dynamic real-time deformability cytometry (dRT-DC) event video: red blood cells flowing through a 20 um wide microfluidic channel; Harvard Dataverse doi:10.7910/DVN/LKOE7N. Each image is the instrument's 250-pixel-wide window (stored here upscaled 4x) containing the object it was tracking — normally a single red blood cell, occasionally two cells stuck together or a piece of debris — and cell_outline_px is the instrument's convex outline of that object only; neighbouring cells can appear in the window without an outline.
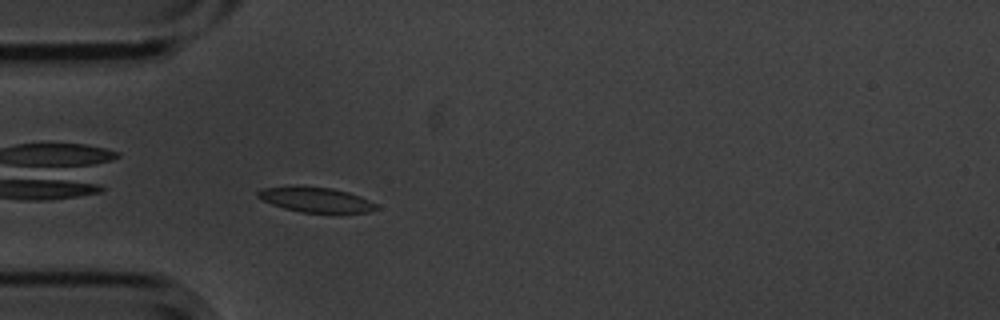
{"species": "common noctule bat (a hibernating species)", "species_latin": "Nyctalus noctula", "temperature_condition": "cold", "stored_images_in_passage": 3, "camera_frame_rate_fps": 3000, "um_per_image_px": 0.085, "animal": {"sex": "male", "body_mass_g": 20.1, "forearm_length_mm": 53.5}, "frame": {"image": 1, "passage_image": 3, "time_ms": 0.667, "image_size_px": [1000, 320], "cell_outline_px": [[380, 208], [368, 212], [340, 216], [300, 212], [284, 208], [272, 204], [256, 196], [256, 192], [264, 188], [300, 184], [332, 188], [348, 192], [360, 196], [376, 204]], "centroid_in_image_um": [26.9, 17.0], "position_along_channel_um": 58.1, "area_um2": 18.38}}